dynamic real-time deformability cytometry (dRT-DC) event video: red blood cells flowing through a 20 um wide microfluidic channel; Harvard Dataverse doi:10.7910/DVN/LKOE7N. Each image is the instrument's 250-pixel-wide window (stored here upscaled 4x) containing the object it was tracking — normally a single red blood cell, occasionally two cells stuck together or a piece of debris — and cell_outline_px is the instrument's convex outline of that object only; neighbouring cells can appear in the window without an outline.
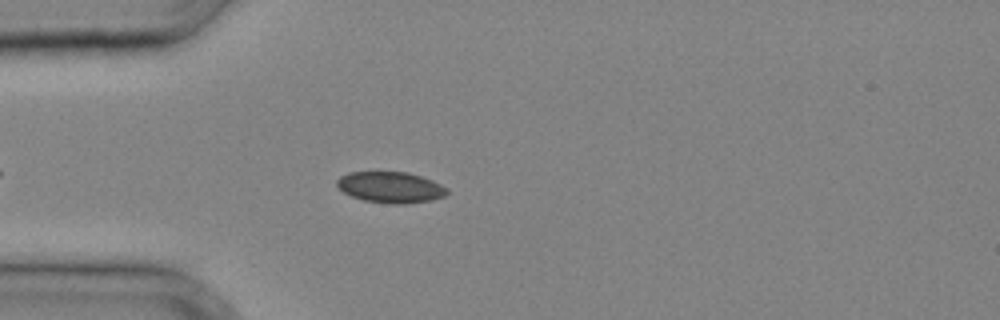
{"species": "common noctule bat (a hibernating species)", "species_latin": "Nyctalus noctula", "temperature_condition": "cold", "stored_images_in_passage": 29, "camera_frame_rate_fps": 3000, "um_per_image_px": 0.085, "animal": {"sex": "male", "body_mass_g": 20.4}, "frame": {"image": 1, "passage_image": 5, "time_ms": 1.333, "image_size_px": [1000, 320], "cell_outline_px": [[448, 192], [444, 196], [432, 200], [404, 204], [388, 204], [364, 200], [352, 196], [344, 192], [336, 184], [336, 180], [340, 176], [348, 172], [408, 172], [432, 180], [448, 188]], "centroid_in_image_um": [33.2, 15.92], "position_along_channel_um": 51.8, "area_um2": 19.94}}
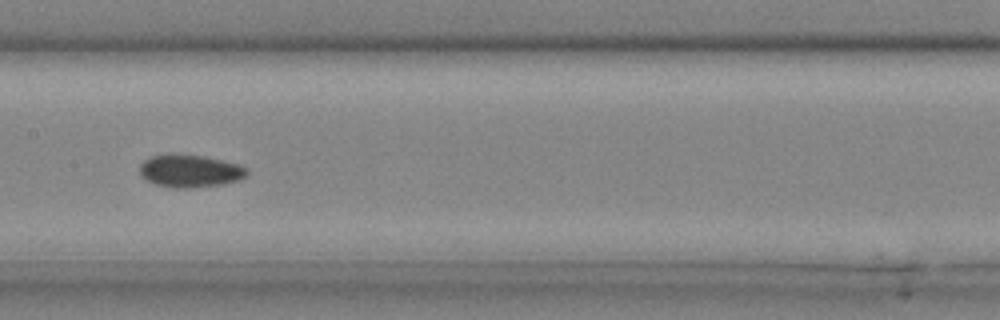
{"frame": {"image": 2, "passage_image": 13, "time_ms": 4.0, "image_size_px": [1000, 320], "cell_outline_px": [[248, 172], [244, 176], [236, 180], [220, 184], [188, 188], [172, 188], [156, 184], [144, 180], [140, 176], [140, 164], [148, 156], [168, 152], [172, 152], [204, 156], [224, 160], [240, 164], [248, 168]], "centroid_in_image_um": [16.08, 14.49], "position_along_channel_um": 191.3, "area_um2": 20.87}}
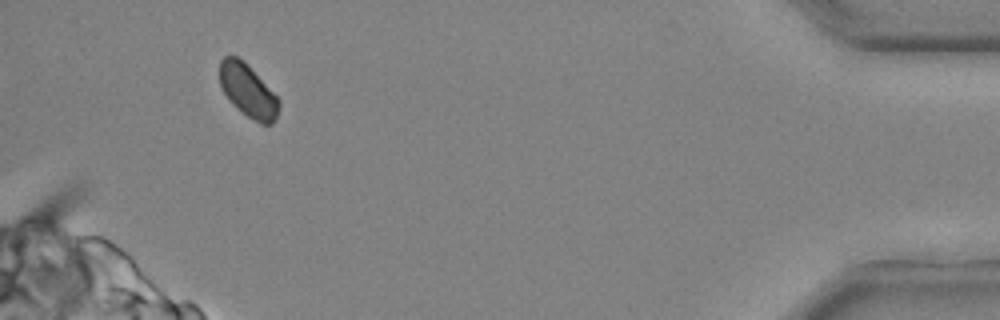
{"frame": {"image": 3, "passage_image": 28, "time_ms": 9.0, "image_size_px": [1000, 320], "cell_outline_px": [[280, 104], [276, 120], [272, 124], [260, 124], [252, 120], [232, 104], [220, 88], [220, 60], [224, 56], [236, 56], [244, 60], [248, 64], [280, 100]], "centroid_in_image_um": [21.08, 7.72], "position_along_channel_um": 414.1, "area_um2": 18.44}}